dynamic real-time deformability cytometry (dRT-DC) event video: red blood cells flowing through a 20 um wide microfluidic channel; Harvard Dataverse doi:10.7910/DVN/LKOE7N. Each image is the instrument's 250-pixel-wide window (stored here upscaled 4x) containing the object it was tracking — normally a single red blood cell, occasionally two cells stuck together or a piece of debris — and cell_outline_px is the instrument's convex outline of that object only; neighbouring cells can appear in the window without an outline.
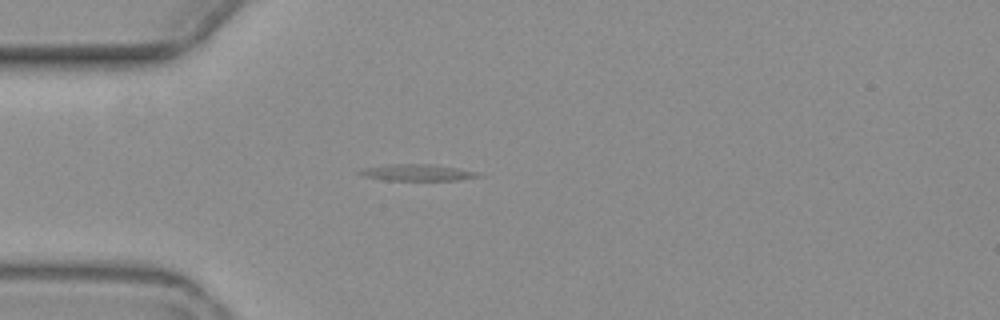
{"species": "common noctule bat (a hibernating species)", "species_latin": "Nyctalus noctula", "temperature_condition": "warm", "stored_images_in_passage": 1, "camera_frame_rate_fps": 3000, "um_per_image_px": 0.085, "animal": {"sex": "female", "body_mass_g": 19.3, "forearm_length_mm": 54.1}, "frame": {"image": 1, "passage_image": 1, "time_ms": 0.0, "image_size_px": [1000, 320], "cell_outline_px": [[484, 176], [456, 180], [384, 180], [364, 176], [356, 172], [364, 168], [392, 164], [432, 164], [456, 168], [476, 172]], "centroid_in_image_um": [35.45, 14.67], "position_along_channel_um": 49.5, "area_um2": 11.21}}